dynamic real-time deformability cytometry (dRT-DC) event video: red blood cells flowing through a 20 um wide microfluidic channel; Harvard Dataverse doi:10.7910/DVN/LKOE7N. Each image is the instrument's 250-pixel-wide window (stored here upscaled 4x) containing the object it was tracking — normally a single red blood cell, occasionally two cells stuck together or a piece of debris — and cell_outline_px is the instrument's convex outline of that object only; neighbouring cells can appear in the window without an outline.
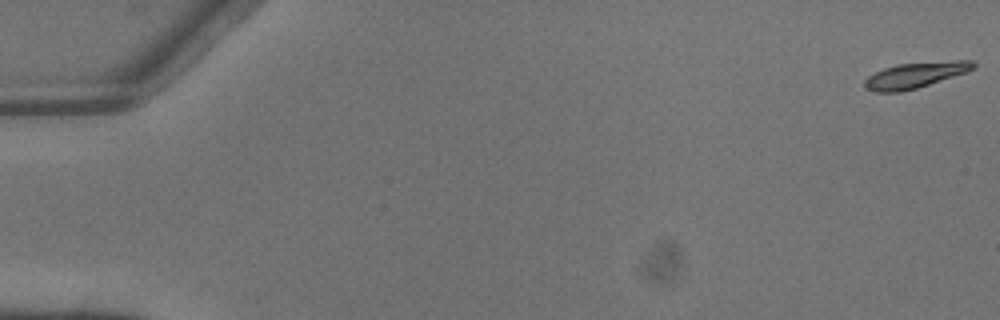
{"species": "common noctule bat (a hibernating species)", "species_latin": "Nyctalus noctula", "temperature_condition": "warm", "stored_images_in_passage": 5, "camera_frame_rate_fps": 3000, "um_per_image_px": 0.085, "animal": {"sex": "male", "body_mass_g": 13.3}, "frame": {"image": 1, "passage_image": 1, "time_ms": 0.0, "image_size_px": [1000, 320], "cell_outline_px": [[976, 68], [968, 72], [916, 88], [900, 92], [876, 92], [864, 88], [864, 80], [868, 76], [884, 68], [896, 64], [956, 60], [972, 60], [976, 64]], "centroid_in_image_um": [77.82, 6.38], "position_along_channel_um": 7.2, "area_um2": 16.36}}
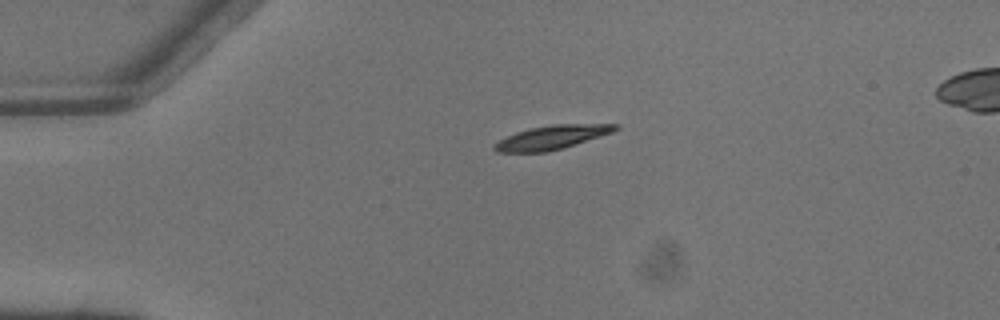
{"frame": {"image": 2, "passage_image": 4, "time_ms": 1.0, "image_size_px": [1000, 320], "cell_outline_px": [[620, 128], [612, 132], [564, 148], [548, 152], [496, 152], [492, 148], [492, 144], [516, 132], [528, 128], [552, 124], [620, 124]], "centroid_in_image_um": [46.89, 11.67], "position_along_channel_um": 38.1, "area_um2": 16.88}}